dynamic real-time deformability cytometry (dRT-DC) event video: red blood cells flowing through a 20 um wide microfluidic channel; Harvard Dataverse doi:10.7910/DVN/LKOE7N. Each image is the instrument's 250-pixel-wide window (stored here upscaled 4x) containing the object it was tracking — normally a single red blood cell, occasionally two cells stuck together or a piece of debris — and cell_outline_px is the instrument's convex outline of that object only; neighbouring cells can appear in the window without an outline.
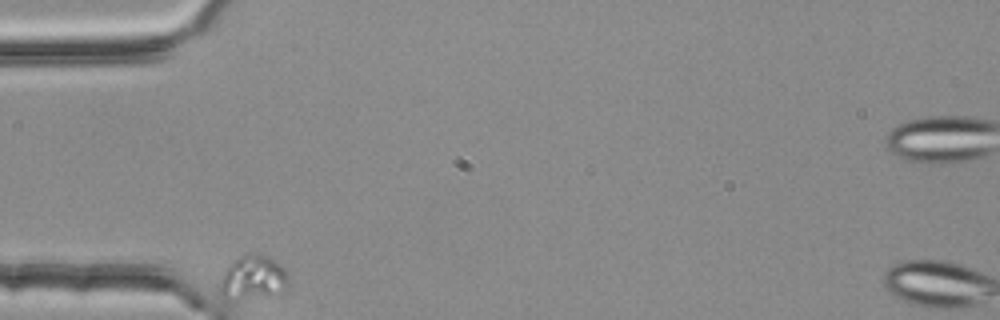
{"species": "common noctule bat (a hibernating species)", "species_latin": "Nyctalus noctula", "temperature_condition": "room temperature", "stored_images_in_passage": 34, "camera_frame_rate_fps": 3000, "um_per_image_px": 0.085, "animal": {"sex": "female", "body_mass_g": 25.1}, "frame": {"image": 1, "passage_image": 1, "time_ms": 0.0, "image_size_px": [1000, 320], "cell_outline_px": [[284, 284], [268, 296], [224, 296], [220, 292], [220, 280], [224, 272], [240, 256], [252, 252], [268, 256], [284, 268]], "centroid_in_image_um": [21.44, 23.51], "position_along_channel_um": 63.6, "area_um2": 15.95}}